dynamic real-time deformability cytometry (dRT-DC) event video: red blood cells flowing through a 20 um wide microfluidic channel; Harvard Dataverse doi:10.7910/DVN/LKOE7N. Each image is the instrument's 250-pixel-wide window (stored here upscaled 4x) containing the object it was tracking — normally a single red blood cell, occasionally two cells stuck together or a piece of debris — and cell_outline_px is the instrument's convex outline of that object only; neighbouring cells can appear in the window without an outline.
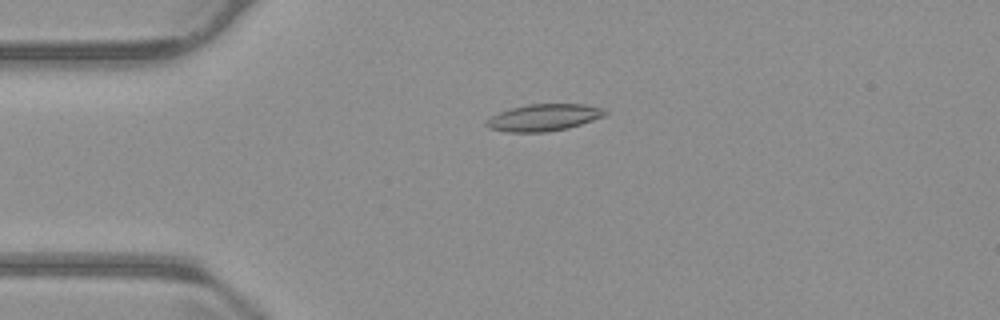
{"species": "common noctule bat (a hibernating species)", "species_latin": "Nyctalus noctula", "temperature_condition": "warm", "stored_images_in_passage": 51, "camera_frame_rate_fps": 3000, "um_per_image_px": 0.085, "animal": {"sex": "male", "body_mass_g": 23.1, "forearm_length_mm": 52.7}, "frame": {"image": 1, "passage_image": 9, "time_ms": 2.667, "image_size_px": [1000, 320], "cell_outline_px": [[608, 112], [604, 116], [568, 128], [544, 132], [508, 132], [488, 128], [484, 124], [492, 116], [508, 108], [528, 104], [584, 104], [604, 108]], "centroid_in_image_um": [46.21, 9.98], "position_along_channel_um": 38.8, "area_um2": 18.55}}
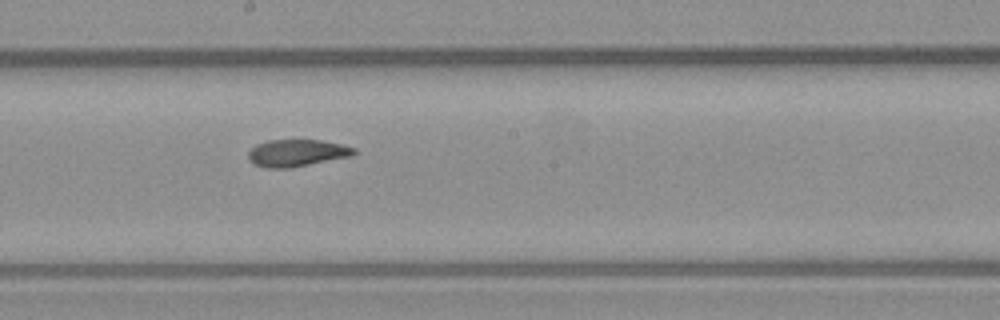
{"frame": {"image": 2, "passage_image": 26, "time_ms": 8.333, "image_size_px": [1000, 320], "cell_outline_px": [[356, 152], [352, 156], [292, 168], [264, 168], [252, 164], [248, 160], [248, 152], [256, 144], [268, 140], [320, 140], [340, 144], [356, 148]], "centroid_in_image_um": [25.2, 13.01], "position_along_channel_um": 223.0, "area_um2": 16.88}}
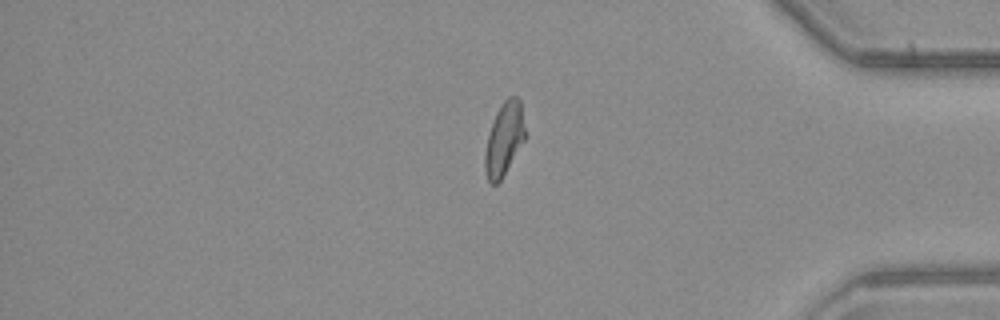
{"frame": {"image": 3, "passage_image": 42, "time_ms": 13.667, "image_size_px": [1000, 320], "cell_outline_px": [[524, 140], [500, 180], [496, 184], [492, 184], [488, 180], [484, 168], [484, 152], [488, 136], [496, 112], [504, 100], [508, 96], [516, 96], [520, 100], [524, 128]], "centroid_in_image_um": [42.82, 11.8], "position_along_channel_um": 392.4, "area_um2": 16.65}, "authors_computed_cell_mechanics": {"area_um2": 17.3978, "velocity_mm_per_s": 3.7276, "shape_relaxation_time_tau1_ms": null, "shape_relaxation_time_tau2_ms": 3.5206, "deformation_change_tau1": null, "deformation_change_tau2": 0.0975}}